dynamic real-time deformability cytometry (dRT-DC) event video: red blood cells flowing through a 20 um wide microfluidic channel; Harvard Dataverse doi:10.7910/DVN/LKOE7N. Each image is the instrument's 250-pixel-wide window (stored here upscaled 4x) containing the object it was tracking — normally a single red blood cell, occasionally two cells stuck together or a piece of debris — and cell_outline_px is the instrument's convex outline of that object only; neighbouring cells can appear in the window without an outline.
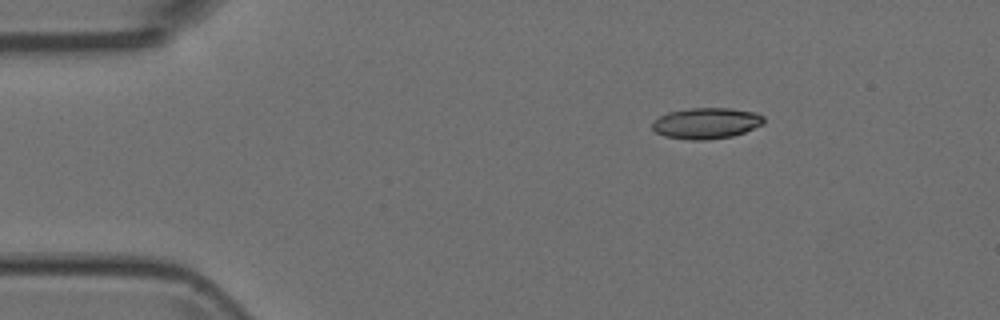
{"species": "Egyptian fruit bat (a non-hibernating species)", "species_latin": "Rousettus aegyptiacus", "temperature_condition": "room temperature", "stored_images_in_passage": 4, "camera_frame_rate_fps": 3000, "um_per_image_px": 0.085, "animal": {"sex": "female"}, "frame": {"image": 1, "passage_image": 1, "time_ms": 0.0, "image_size_px": [1000, 320], "cell_outline_px": [[764, 124], [744, 132], [732, 136], [704, 140], [692, 140], [664, 136], [656, 132], [652, 128], [652, 120], [668, 112], [692, 108], [728, 108], [756, 112], [764, 116]], "centroid_in_image_um": [60.04, 10.47], "position_along_channel_um": 25.0, "area_um2": 20.17}}